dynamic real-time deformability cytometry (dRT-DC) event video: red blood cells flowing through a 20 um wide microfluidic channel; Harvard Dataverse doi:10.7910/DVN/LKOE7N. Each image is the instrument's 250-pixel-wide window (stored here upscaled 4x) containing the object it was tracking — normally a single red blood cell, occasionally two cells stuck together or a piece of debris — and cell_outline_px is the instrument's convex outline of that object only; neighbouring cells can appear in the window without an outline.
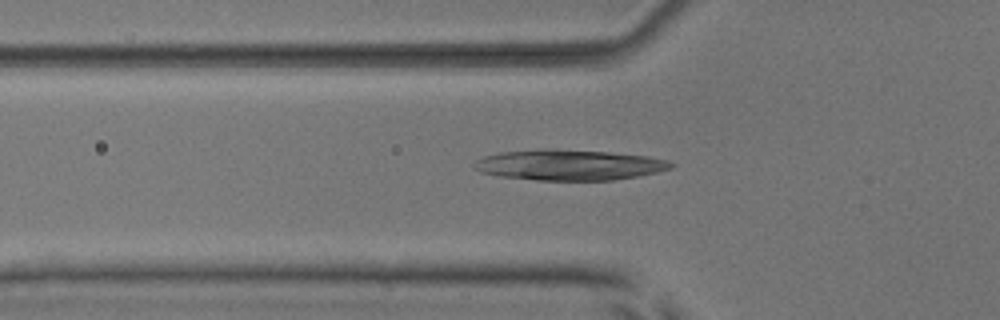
{"species": "common noctule bat (a hibernating species)", "species_latin": "Nyctalus noctula", "temperature_condition": "room temperature", "stored_images_in_passage": 53, "segment_of_instrument_passage": [1, 2], "camera_frame_rate_fps": 3000, "um_per_image_px": 0.085, "animal": {"sex": "male", "body_mass_g": 17.9, "forearm_length_mm": 54.2}, "frame": {"image": 1, "passage_image": 18, "time_ms": 5.667, "image_size_px": [1000, 320], "cell_outline_px": [[676, 164], [672, 168], [656, 172], [636, 176], [612, 180], [536, 180], [500, 176], [480, 172], [472, 168], [472, 164], [476, 160], [484, 156], [500, 152], [548, 148], [608, 152], [648, 156], [668, 160]], "centroid_in_image_um": [48.35, 14.01], "position_along_channel_um": 77.5, "area_um2": 35.2}}
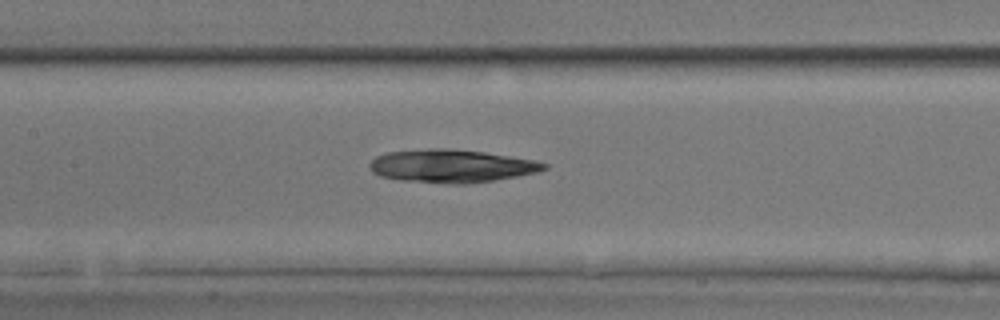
{"frame": {"image": 2, "passage_image": 25, "time_ms": 8.0, "image_size_px": [1000, 320], "cell_outline_px": [[548, 168], [536, 172], [516, 176], [492, 180], [464, 184], [452, 184], [400, 180], [380, 176], [372, 172], [368, 164], [376, 156], [388, 152], [428, 148], [452, 148], [484, 152], [532, 160], [548, 164]], "centroid_in_image_um": [38.32, 14.1], "position_along_channel_um": 169.1, "area_um2": 33.41}}
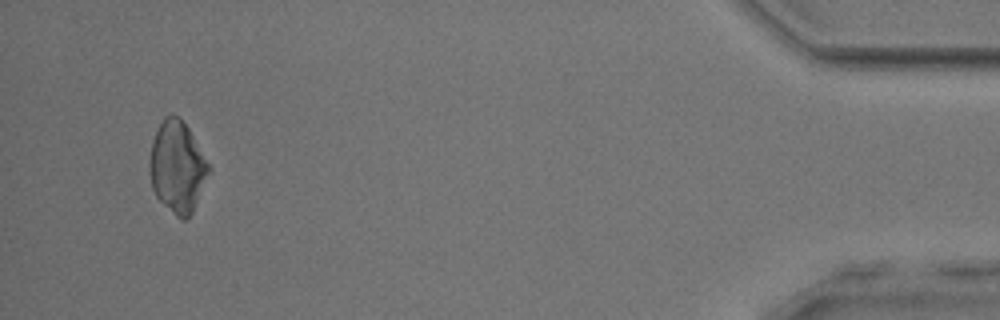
{"frame": {"image": 3, "passage_image": 50, "time_ms": 16.333, "image_size_px": [1000, 320], "cell_outline_px": [[208, 172], [192, 212], [184, 220], [180, 220], [156, 196], [152, 188], [148, 168], [148, 160], [152, 140], [164, 116], [172, 112], [188, 128], [208, 164]], "centroid_in_image_um": [15.0, 14.17], "position_along_channel_um": 420.2, "area_um2": 30.81}}